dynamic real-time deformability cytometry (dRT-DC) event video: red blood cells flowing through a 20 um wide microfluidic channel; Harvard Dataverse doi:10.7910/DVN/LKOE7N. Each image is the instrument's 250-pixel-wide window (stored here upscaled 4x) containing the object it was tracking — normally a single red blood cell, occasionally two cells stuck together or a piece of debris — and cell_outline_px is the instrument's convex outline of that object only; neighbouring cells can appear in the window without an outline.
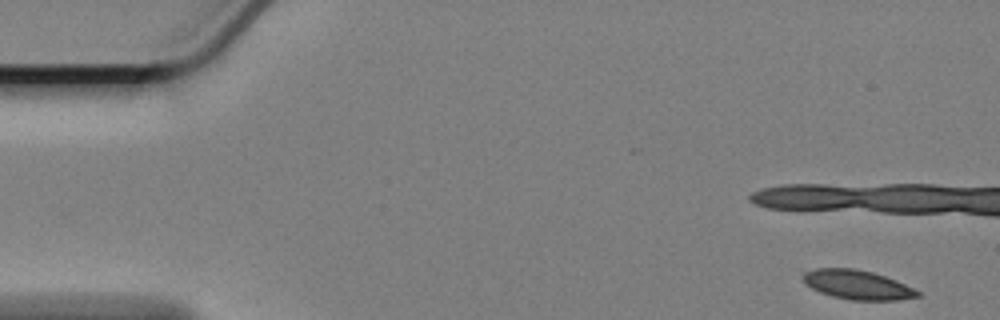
{"species": "Egyptian fruit bat (a non-hibernating species)", "species_latin": "Rousettus aegyptiacus", "temperature_condition": "cold", "stored_images_in_passage": 59, "camera_frame_rate_fps": 3000, "um_per_image_px": 0.085, "animal": {"sex": "female"}, "frame": {"image": 1, "passage_image": 1, "time_ms": 0.0, "image_size_px": [1000, 320], "cell_outline_px": [[920, 296], [900, 300], [852, 300], [832, 296], [820, 292], [812, 288], [804, 280], [804, 272], [816, 268], [852, 268], [872, 272], [896, 280], [920, 292]], "centroid_in_image_um": [72.9, 24.21], "position_along_channel_um": 12.1, "area_um2": 19.25}, "authors_computed_cell_mechanics": {"area_um2": 20.4034, "velocity_mm_per_s": 3.3261, "shape_relaxation_time_tau1_ms": 6.0024, "shape_relaxation_time_tau2_ms": 4.5263, "deformation_change_tau1": 0.1345, "deformation_change_tau2": 0.1018}}